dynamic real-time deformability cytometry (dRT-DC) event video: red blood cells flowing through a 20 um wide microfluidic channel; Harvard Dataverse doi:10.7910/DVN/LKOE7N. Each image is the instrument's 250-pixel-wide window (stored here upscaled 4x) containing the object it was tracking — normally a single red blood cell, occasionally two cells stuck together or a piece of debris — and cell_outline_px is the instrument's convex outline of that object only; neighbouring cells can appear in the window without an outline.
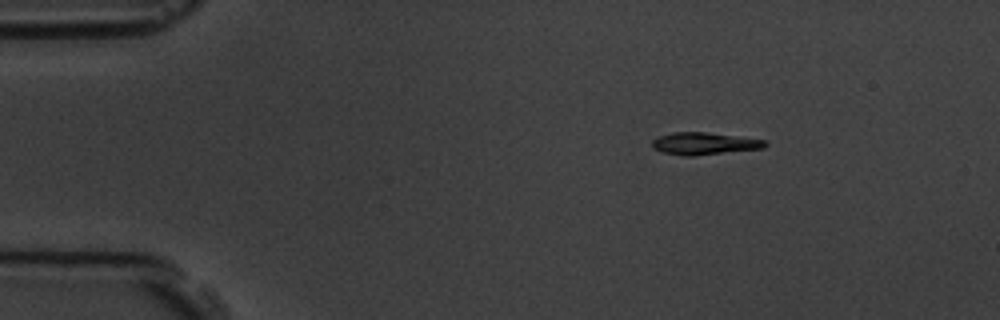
{"species": "common noctule bat (a hibernating species)", "species_latin": "Nyctalus noctula", "temperature_condition": "room temperature", "stored_images_in_passage": 3, "camera_frame_rate_fps": 3000, "um_per_image_px": 0.085, "animal": {"sex": "male", "body_mass_g": 19.5, "forearm_length_mm": 54.6}, "frame": {"image": 1, "passage_image": 1, "time_ms": 0.0, "image_size_px": [1000, 320], "cell_outline_px": [[768, 144], [764, 148], [696, 156], [684, 156], [664, 152], [656, 148], [652, 144], [652, 140], [660, 136], [672, 132], [704, 132], [764, 140]], "centroid_in_image_um": [59.87, 12.21], "position_along_channel_um": 25.1, "area_um2": 14.39}}